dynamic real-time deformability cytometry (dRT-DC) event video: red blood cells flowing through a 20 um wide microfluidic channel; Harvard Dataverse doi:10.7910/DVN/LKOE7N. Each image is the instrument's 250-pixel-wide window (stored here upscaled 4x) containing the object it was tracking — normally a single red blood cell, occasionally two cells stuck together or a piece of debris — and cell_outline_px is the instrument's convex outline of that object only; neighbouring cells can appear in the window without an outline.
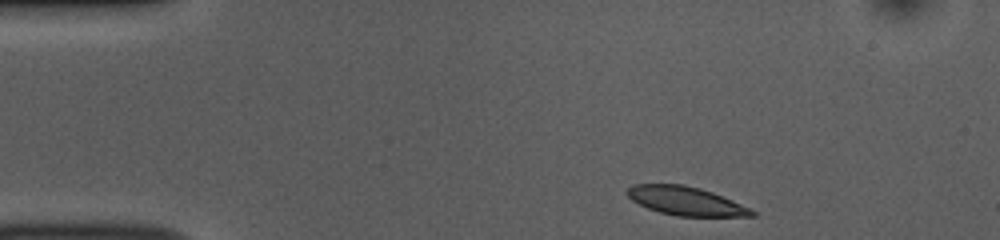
{"species": "common noctule bat (a hibernating species)", "species_latin": "Nyctalus noctula", "temperature_condition": "room temperature", "stored_images_in_passage": 45, "camera_frame_rate_fps": 3000, "um_per_image_px": 0.085, "animal": {"sex": "female", "body_mass_g": 10.0, "forearm_length_mm": 53.1}, "frame": {"image": 1, "passage_image": 1, "time_ms": 0.0, "image_size_px": [1000, 240], "cell_outline_px": [[756, 216], [676, 216], [660, 212], [648, 208], [632, 200], [624, 192], [632, 184], [684, 184], [700, 188], [712, 192], [752, 208], [756, 212]], "centroid_in_image_um": [58.3, 17.08], "position_along_channel_um": 26.7, "area_um2": 20.87}}
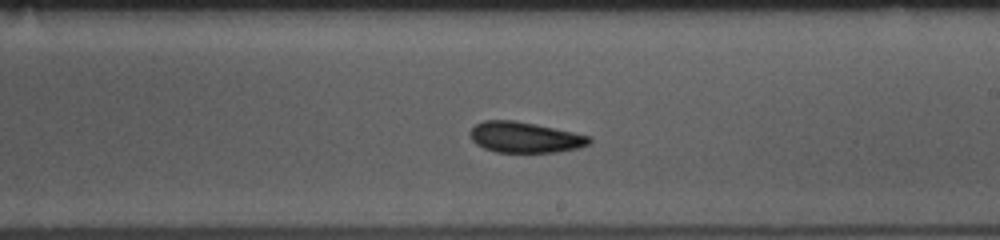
{"frame": {"image": 2, "passage_image": 23, "time_ms": 7.333, "image_size_px": [1000, 240], "cell_outline_px": [[592, 144], [580, 148], [556, 152], [496, 152], [484, 148], [476, 144], [472, 140], [468, 132], [476, 124], [484, 120], [512, 120], [536, 124], [592, 136]], "centroid_in_image_um": [44.65, 11.67], "position_along_channel_um": 244.4, "area_um2": 21.56}}
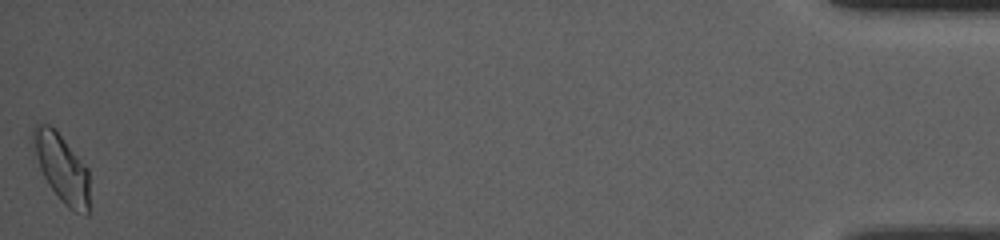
{"frame": {"image": 3, "passage_image": 45, "time_ms": 14.667, "image_size_px": [1000, 240], "cell_outline_px": [[88, 216], [84, 216], [68, 208], [60, 200], [48, 184], [32, 160], [32, 128], [36, 124], [48, 124], [56, 128], [88, 168]], "centroid_in_image_um": [5.18, 14.25], "position_along_channel_um": 430.0, "area_um2": 23.18}, "authors_computed_cell_mechanics": {"area_um2": 21.5594, "velocity_mm_per_s": 3.8053, "shape_relaxation_time_tau1_ms": 2.7077, "shape_relaxation_time_tau2_ms": 2.5976, "deformation_change_tau1": 0.11, "deformation_change_tau2": 0.0767}}